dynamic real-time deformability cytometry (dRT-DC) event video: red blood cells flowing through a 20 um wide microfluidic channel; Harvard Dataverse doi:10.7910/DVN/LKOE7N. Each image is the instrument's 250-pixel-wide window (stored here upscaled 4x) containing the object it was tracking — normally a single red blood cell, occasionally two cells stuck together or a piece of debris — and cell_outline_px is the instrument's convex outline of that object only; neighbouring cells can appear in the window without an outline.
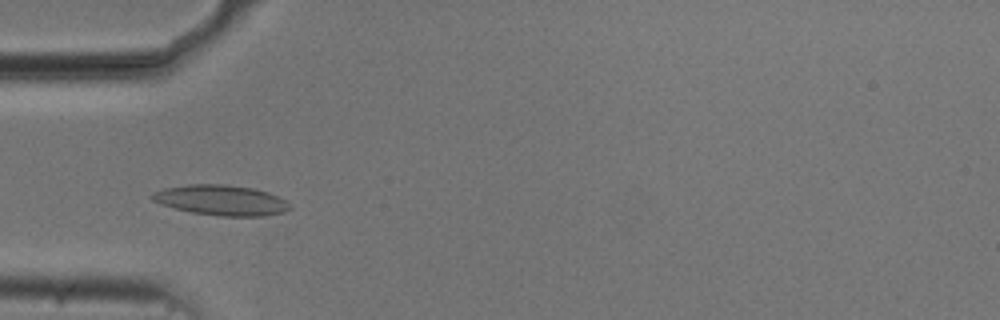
{"species": "common noctule bat (a hibernating species)", "species_latin": "Nyctalus noctula", "temperature_condition": "cold", "stored_images_in_passage": 45, "camera_frame_rate_fps": 3000, "um_per_image_px": 0.085, "animal": {"sex": "male", "body_mass_g": 20.5, "forearm_length_mm": 52.5}, "frame": {"image": 1, "passage_image": 8, "time_ms": 2.333, "image_size_px": [1000, 320], "cell_outline_px": [[292, 208], [284, 212], [264, 216], [220, 216], [192, 212], [160, 204], [152, 200], [148, 196], [152, 192], [164, 188], [188, 184], [224, 184], [252, 188], [268, 192], [292, 204]], "centroid_in_image_um": [18.78, 17.01], "position_along_channel_um": 66.2, "area_um2": 24.39}}
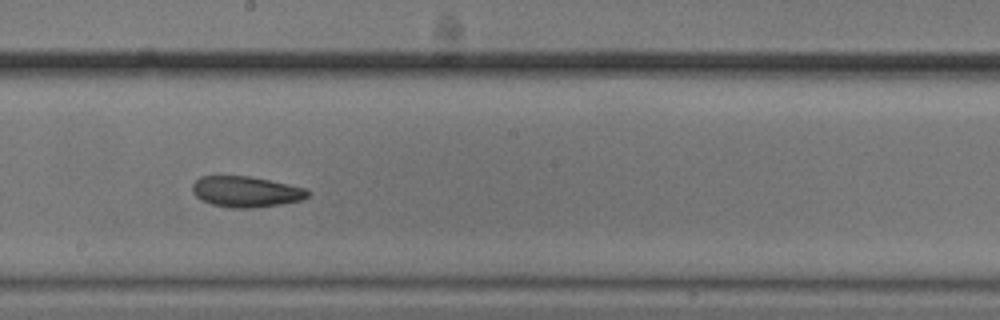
{"frame": {"image": 2, "passage_image": 21, "time_ms": 6.667, "image_size_px": [1000, 320], "cell_outline_px": [[312, 196], [300, 200], [280, 204], [252, 208], [232, 208], [212, 204], [196, 196], [192, 192], [192, 184], [200, 176], [248, 176], [308, 188], [312, 192]], "centroid_in_image_um": [20.95, 16.29], "position_along_channel_um": 227.2, "area_um2": 20.75}}
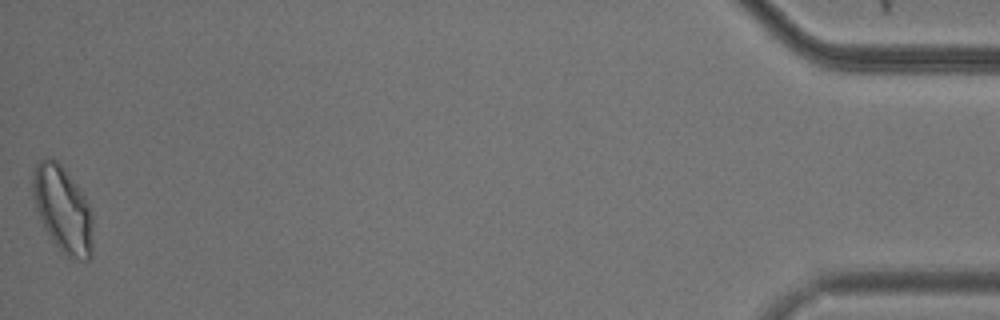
{"frame": {"image": 3, "passage_image": 45, "time_ms": 14.667, "image_size_px": [1000, 320], "cell_outline_px": [[92, 256], [88, 260], [72, 260], [60, 252], [44, 228], [36, 208], [32, 196], [32, 180], [36, 164], [40, 160], [48, 156], [52, 156], [64, 168], [80, 188], [92, 212]], "centroid_in_image_um": [5.34, 17.81], "position_along_channel_um": 429.9, "area_um2": 30.63}, "authors_computed_cell_mechanics": {"area_um2": 21.9062, "velocity_mm_per_s": 3.7198, "shape_relaxation_time_tau1_ms": 8.3657, "shape_relaxation_time_tau2_ms": 4.5628, "deformation_change_tau1": 0.1539, "deformation_change_tau2": 0.0993}}